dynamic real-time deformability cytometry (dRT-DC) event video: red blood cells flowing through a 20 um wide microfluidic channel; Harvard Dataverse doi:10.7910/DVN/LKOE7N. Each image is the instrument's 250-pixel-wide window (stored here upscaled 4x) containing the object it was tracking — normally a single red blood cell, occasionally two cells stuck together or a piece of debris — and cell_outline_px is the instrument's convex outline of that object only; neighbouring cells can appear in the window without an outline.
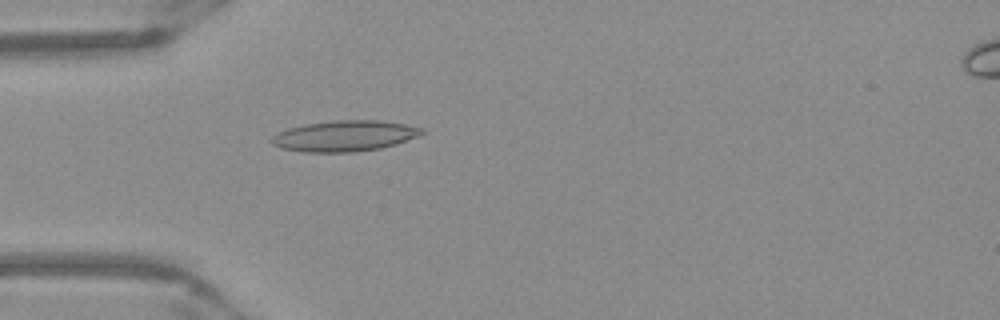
{"species": "Egyptian fruit bat (a non-hibernating species)", "species_latin": "Rousettus aegyptiacus", "temperature_condition": "warm", "stored_images_in_passage": 51, "camera_frame_rate_fps": 3000, "um_per_image_px": 0.085, "frame": {"image": 1, "passage_image": 15, "time_ms": 4.667, "image_size_px": [1000, 320], "cell_outline_px": [[424, 132], [420, 136], [396, 144], [380, 148], [356, 152], [304, 152], [280, 148], [272, 144], [272, 136], [276, 132], [288, 128], [304, 124], [336, 120], [376, 120], [404, 124], [424, 128]], "centroid_in_image_um": [29.28, 11.55], "position_along_channel_um": 55.7, "area_um2": 27.11}}
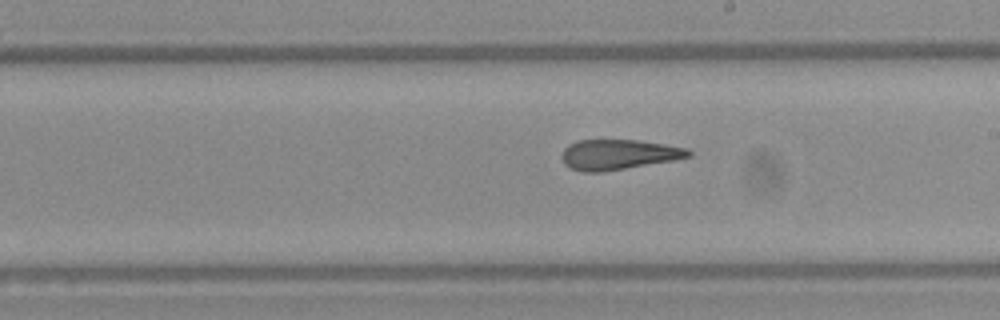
{"frame": {"image": 2, "passage_image": 29, "time_ms": 9.333, "image_size_px": [1000, 320], "cell_outline_px": [[692, 156], [672, 160], [600, 172], [584, 172], [568, 168], [564, 164], [560, 156], [564, 148], [568, 144], [576, 140], [640, 140], [688, 148], [692, 152]], "centroid_in_image_um": [52.52, 13.12], "position_along_channel_um": 236.5, "area_um2": 22.31}}
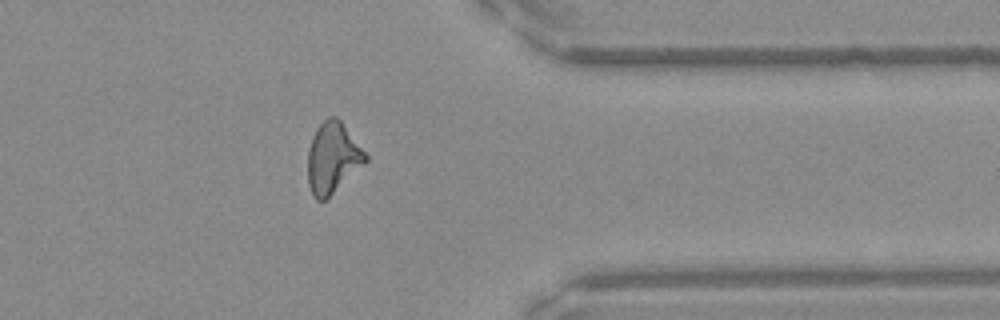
{"frame": {"image": 3, "passage_image": 41, "time_ms": 13.333, "image_size_px": [1000, 320], "cell_outline_px": [[368, 160], [364, 164], [324, 200], [316, 200], [312, 196], [308, 184], [308, 152], [312, 136], [316, 128], [328, 116], [336, 116], [340, 120], [368, 156]], "centroid_in_image_um": [28.25, 13.4], "position_along_channel_um": 383.1, "area_um2": 23.47}, "authors_computed_cell_mechanics": {"area_um2": 23.5246, "velocity_mm_per_s": 3.9696, "shape_relaxation_time_tau1_ms": null, "shape_relaxation_time_tau2_ms": 2.5719, "deformation_change_tau1": null, "deformation_change_tau2": 0.1364}}